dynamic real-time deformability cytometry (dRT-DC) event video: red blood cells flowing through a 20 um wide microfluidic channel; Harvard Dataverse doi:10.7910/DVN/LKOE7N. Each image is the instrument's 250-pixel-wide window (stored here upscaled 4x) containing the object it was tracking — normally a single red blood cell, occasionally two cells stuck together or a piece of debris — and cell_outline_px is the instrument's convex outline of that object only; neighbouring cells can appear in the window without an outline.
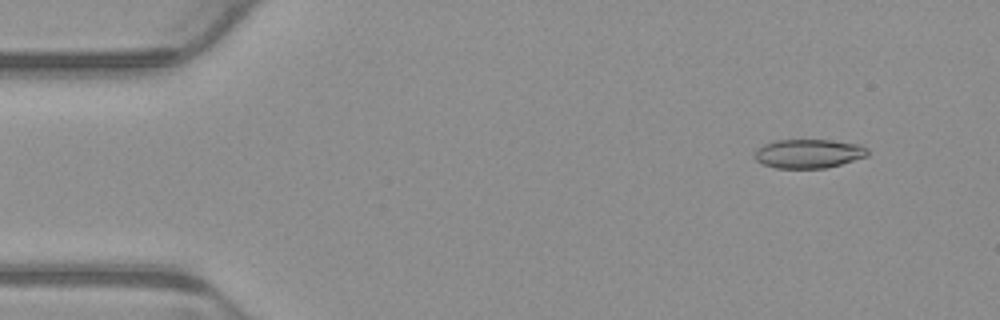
{"species": "common noctule bat (a hibernating species)", "species_latin": "Nyctalus noctula", "temperature_condition": "warm", "stored_images_in_passage": 4, "camera_frame_rate_fps": 3000, "um_per_image_px": 0.085, "animal": {"sex": "male", "body_mass_g": 23.1, "forearm_length_mm": 52.7}, "frame": {"image": 1, "passage_image": 2, "time_ms": 0.333, "image_size_px": [1000, 320], "cell_outline_px": [[868, 156], [840, 164], [824, 168], [776, 168], [764, 164], [756, 160], [756, 148], [764, 144], [776, 140], [832, 140], [860, 144], [868, 148]], "centroid_in_image_um": [68.76, 13.05], "position_along_channel_um": 16.2, "area_um2": 19.02}}
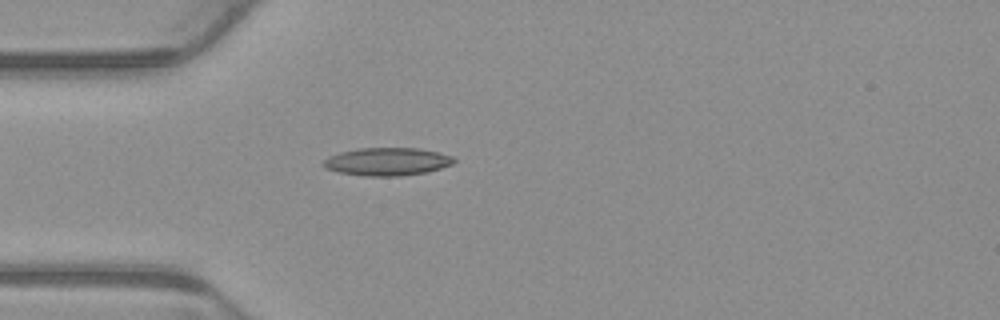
{"frame": {"image": 2, "passage_image": 4, "time_ms": 1.0, "image_size_px": [1000, 320], "cell_outline_px": [[456, 160], [452, 164], [428, 172], [400, 176], [364, 176], [336, 172], [324, 168], [320, 164], [324, 160], [340, 152], [356, 148], [416, 148], [436, 152], [452, 156]], "centroid_in_image_um": [32.87, 13.75], "position_along_channel_um": 52.1, "area_um2": 21.27}}